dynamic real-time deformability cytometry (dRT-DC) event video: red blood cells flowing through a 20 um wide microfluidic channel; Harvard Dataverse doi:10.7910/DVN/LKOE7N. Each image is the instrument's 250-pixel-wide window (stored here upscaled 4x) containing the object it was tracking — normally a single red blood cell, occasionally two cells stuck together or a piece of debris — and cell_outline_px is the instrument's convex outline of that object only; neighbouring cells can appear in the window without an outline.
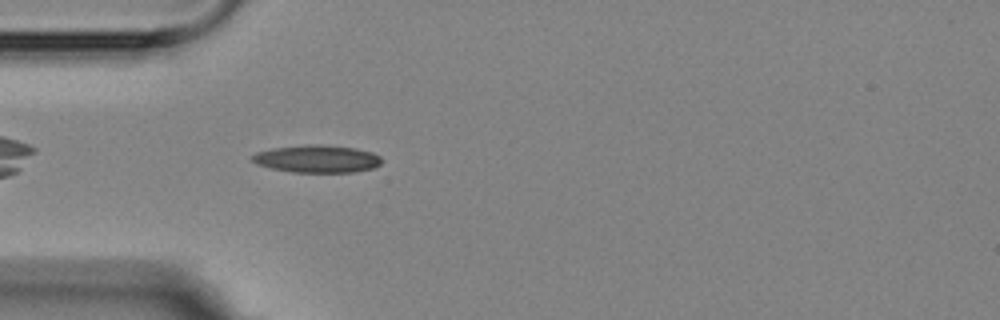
{"species": "Egyptian fruit bat (a non-hibernating species)", "species_latin": "Rousettus aegyptiacus", "temperature_condition": "room temperature", "stored_images_in_passage": 5, "camera_frame_rate_fps": 3000, "um_per_image_px": 0.085, "animal": {"sex": "female"}, "frame": {"image": 1, "passage_image": 5, "time_ms": 4.333, "image_size_px": [1000, 320], "cell_outline_px": [[384, 160], [380, 164], [372, 168], [352, 172], [292, 172], [272, 168], [256, 164], [252, 160], [252, 156], [256, 152], [272, 148], [316, 144], [320, 144], [356, 148], [372, 152], [380, 156]], "centroid_in_image_um": [26.97, 13.5], "position_along_channel_um": 58.0, "area_um2": 20.69}}